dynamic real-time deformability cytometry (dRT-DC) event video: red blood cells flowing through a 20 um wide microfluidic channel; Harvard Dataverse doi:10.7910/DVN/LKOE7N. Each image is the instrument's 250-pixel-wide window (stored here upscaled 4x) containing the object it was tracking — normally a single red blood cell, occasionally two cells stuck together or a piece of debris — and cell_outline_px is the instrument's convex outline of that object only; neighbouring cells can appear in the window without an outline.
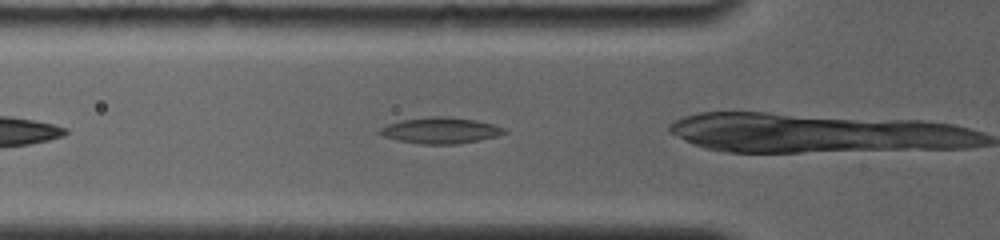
{"species": "common noctule bat (a hibernating species)", "species_latin": "Nyctalus noctula", "temperature_condition": "room temperature", "stored_images_in_passage": 6, "camera_frame_rate_fps": 4000, "um_per_image_px": 0.085, "animal": {"sex": "female", "body_mass_g": 19.0, "forearm_length_mm": 56.7}, "frame": {"image": 1, "passage_image": 3, "time_ms": 0.5, "image_size_px": [1000, 240], "cell_outline_px": [[508, 132], [496, 136], [480, 140], [456, 144], [420, 144], [396, 140], [384, 136], [376, 132], [380, 128], [388, 124], [400, 120], [432, 116], [448, 116], [476, 120], [492, 124], [504, 128]], "centroid_in_image_um": [37.42, 11.08], "position_along_channel_um": 88.4, "area_um2": 19.02}}